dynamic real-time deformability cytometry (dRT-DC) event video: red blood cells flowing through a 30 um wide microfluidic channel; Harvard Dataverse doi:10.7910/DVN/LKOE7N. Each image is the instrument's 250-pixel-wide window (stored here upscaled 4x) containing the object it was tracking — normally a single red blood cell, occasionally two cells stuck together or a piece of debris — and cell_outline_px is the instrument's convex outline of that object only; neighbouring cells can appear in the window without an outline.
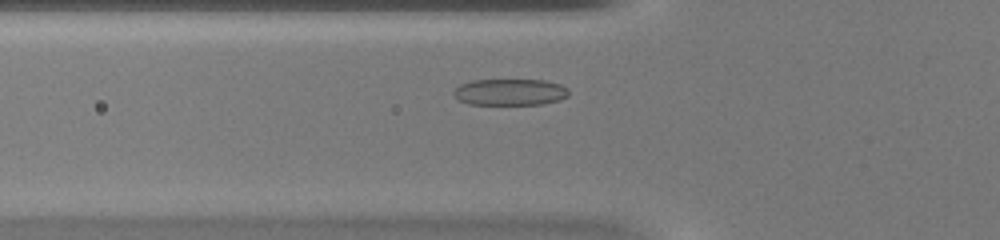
{"species": "common noctule bat (a hibernating species)", "species_latin": "Nyctalus noctula", "temperature_condition": "warm", "stored_images_in_passage": 37, "camera_frame_rate_fps": 3000, "um_per_image_px": 0.085, "animal": {"sex": "female", "body_mass_g": 20.0, "forearm_length_mm": 54.0}, "frame": {"image": 1, "passage_image": 7, "time_ms": 2.0, "image_size_px": [1000, 240], "cell_outline_px": [[568, 96], [560, 100], [544, 104], [468, 104], [456, 100], [452, 92], [460, 84], [472, 80], [544, 80], [560, 84], [568, 88]], "centroid_in_image_um": [43.33, 7.83], "position_along_channel_um": 82.5, "area_um2": 17.92}}
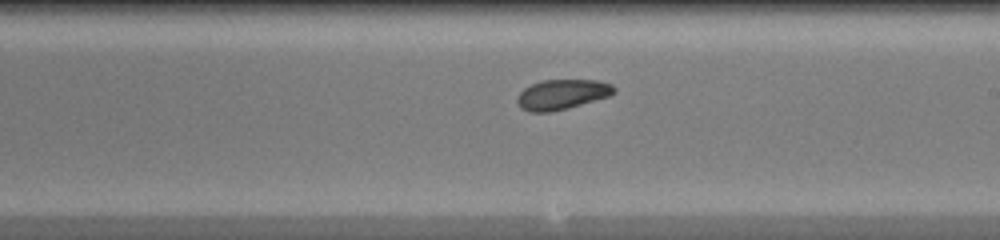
{"frame": {"image": 2, "passage_image": 18, "time_ms": 5.667, "image_size_px": [1000, 240], "cell_outline_px": [[616, 92], [608, 96], [568, 108], [548, 112], [528, 112], [520, 108], [516, 100], [520, 92], [524, 88], [532, 84], [544, 80], [596, 80], [612, 84], [616, 88]], "centroid_in_image_um": [47.76, 8.03], "position_along_channel_um": 241.2, "area_um2": 16.88}}
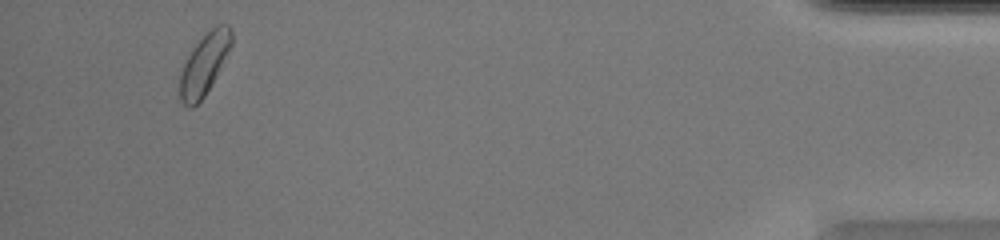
{"frame": {"image": 3, "passage_image": 35, "time_ms": 11.333, "image_size_px": [1000, 240], "cell_outline_px": [[232, 44], [212, 84], [204, 96], [192, 108], [188, 108], [180, 100], [180, 72], [188, 56], [196, 44], [216, 24], [228, 24], [232, 28]], "centroid_in_image_um": [17.37, 5.45], "position_along_channel_um": 417.8, "area_um2": 18.09}}